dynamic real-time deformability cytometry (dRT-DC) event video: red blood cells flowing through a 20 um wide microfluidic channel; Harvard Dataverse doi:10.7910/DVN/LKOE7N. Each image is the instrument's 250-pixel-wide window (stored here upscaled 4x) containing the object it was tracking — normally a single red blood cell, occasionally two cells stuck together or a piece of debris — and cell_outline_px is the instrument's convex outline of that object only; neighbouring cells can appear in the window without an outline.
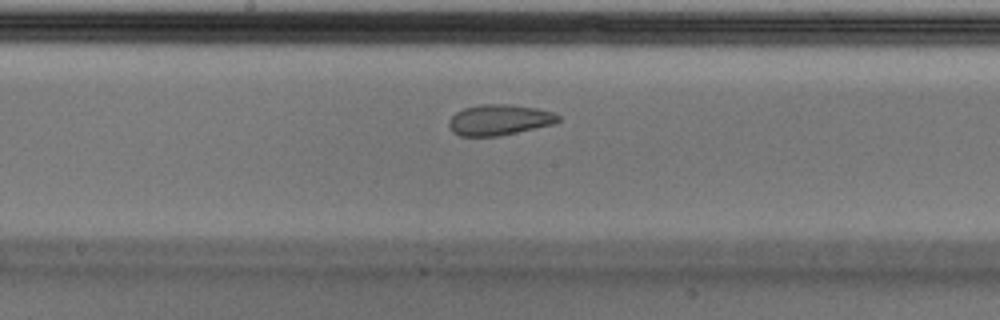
{"species": "Egyptian fruit bat (a non-hibernating species)", "species_latin": "Rousettus aegyptiacus", "temperature_condition": "cold", "stored_images_in_passage": 38, "camera_frame_rate_fps": 3000, "um_per_image_px": 0.085, "animal": {"sex": "male"}, "frame": {"image": 1, "passage_image": 16, "time_ms": 5.0, "image_size_px": [1000, 320], "cell_outline_px": [[560, 120], [552, 124], [516, 132], [496, 136], [460, 136], [452, 132], [448, 124], [448, 120], [456, 112], [464, 108], [480, 104], [508, 104], [536, 108], [556, 112], [560, 116]], "centroid_in_image_um": [42.42, 10.18], "position_along_channel_um": 205.8, "area_um2": 19.54}, "authors_computed_cell_mechanics": {"area_um2": 20.23, "velocity_mm_per_s": 3.7006, "shape_relaxation_time_tau1_ms": null, "shape_relaxation_time_tau2_ms": 1.8619, "deformation_change_tau1": null, "deformation_change_tau2": 0.0606}}